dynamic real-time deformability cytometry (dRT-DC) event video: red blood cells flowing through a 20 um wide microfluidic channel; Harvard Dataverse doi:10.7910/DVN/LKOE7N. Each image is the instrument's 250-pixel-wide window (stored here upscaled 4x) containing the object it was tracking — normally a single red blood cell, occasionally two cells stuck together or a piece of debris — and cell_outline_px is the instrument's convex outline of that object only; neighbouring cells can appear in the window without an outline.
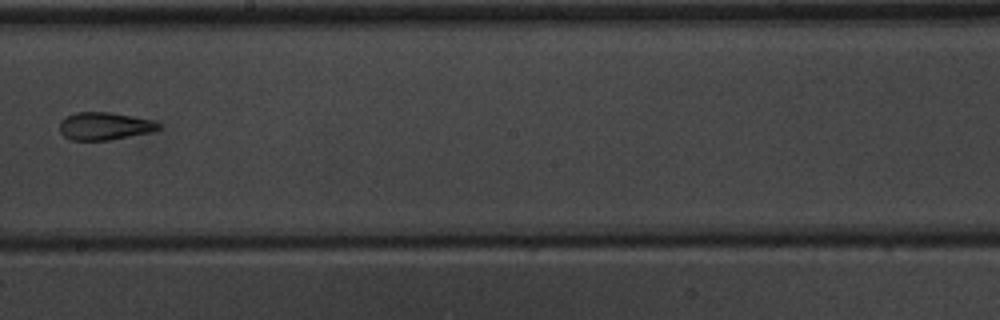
{"species": "common noctule bat (a hibernating species)", "species_latin": "Nyctalus noctula", "temperature_condition": "warm", "stored_images_in_passage": 9, "camera_frame_rate_fps": 3000, "um_per_image_px": 0.085, "animal": {"sex": "male", "body_mass_g": 20.1, "forearm_length_mm": 53.5}, "frame": {"image": 1, "passage_image": 9, "time_ms": 10.0, "image_size_px": [1000, 320], "cell_outline_px": [[160, 128], [148, 132], [108, 140], [72, 140], [64, 136], [60, 132], [60, 120], [76, 112], [112, 112], [152, 120], [160, 124]], "centroid_in_image_um": [8.85, 10.71], "position_along_channel_um": 239.4, "area_um2": 15.72}}